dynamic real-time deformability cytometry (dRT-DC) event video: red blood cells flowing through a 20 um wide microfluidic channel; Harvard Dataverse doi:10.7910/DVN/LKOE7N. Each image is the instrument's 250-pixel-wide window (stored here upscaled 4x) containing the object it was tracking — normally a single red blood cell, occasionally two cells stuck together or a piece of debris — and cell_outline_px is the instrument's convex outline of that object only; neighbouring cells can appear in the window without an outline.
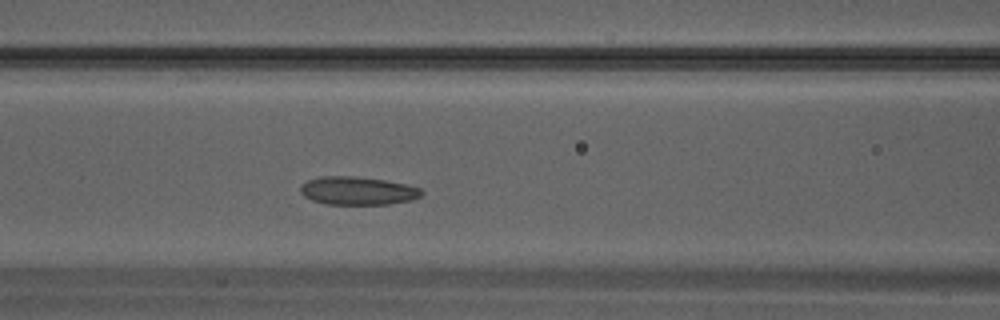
{"species": "Egyptian fruit bat (a non-hibernating species)", "species_latin": "Rousettus aegyptiacus", "temperature_condition": "warm", "stored_images_in_passage": 24, "camera_frame_rate_fps": 3000, "um_per_image_px": 0.085, "animal": {"sex": "male"}, "frame": {"image": 1, "passage_image": 4, "time_ms": 1.0, "image_size_px": [1000, 320], "cell_outline_px": [[424, 192], [420, 196], [412, 200], [388, 204], [328, 204], [312, 200], [304, 196], [300, 192], [300, 188], [308, 180], [320, 176], [352, 176], [384, 180], [408, 184], [420, 188]], "centroid_in_image_um": [30.43, 16.21], "position_along_channel_um": 136.2, "area_um2": 19.83}}
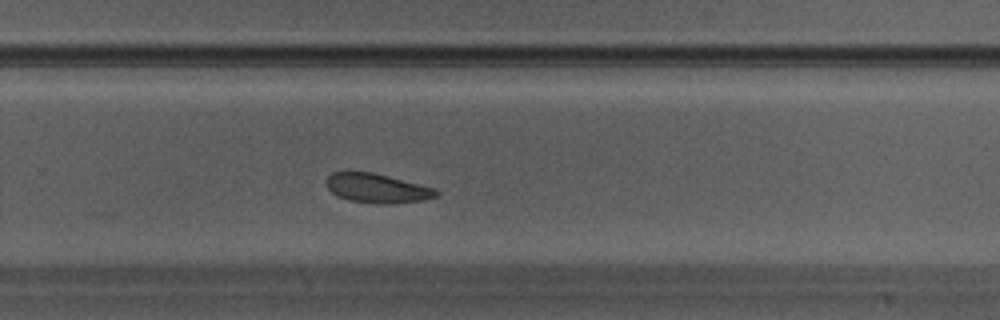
{"frame": {"image": 2, "passage_image": 12, "time_ms": 3.667, "image_size_px": [1000, 320], "cell_outline_px": [[440, 192], [436, 196], [424, 200], [392, 204], [376, 204], [348, 200], [336, 196], [328, 188], [324, 180], [332, 172], [372, 172], [436, 188]], "centroid_in_image_um": [32.04, 16.01], "position_along_channel_um": 297.8, "area_um2": 18.9}}
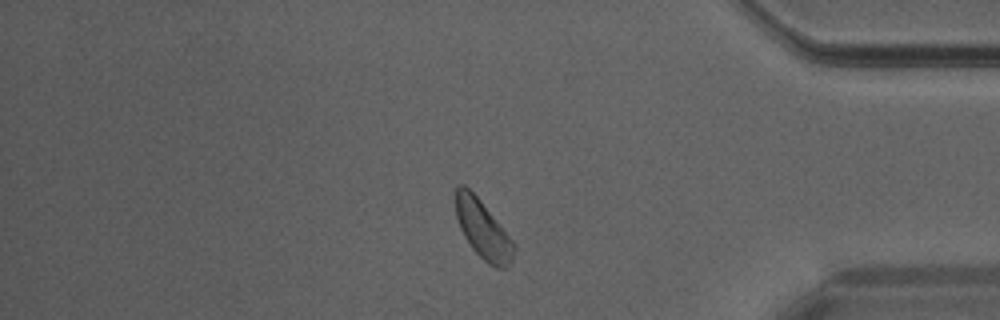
{"frame": {"image": 3, "passage_image": 18, "time_ms": 5.667, "image_size_px": [1000, 320], "cell_outline_px": [[516, 248], [512, 260], [504, 268], [496, 268], [488, 264], [472, 248], [464, 236], [460, 228], [456, 216], [456, 188], [460, 184], [464, 184], [480, 200], [516, 244]], "centroid_in_image_um": [41.06, 19.53], "position_along_channel_um": 394.1, "area_um2": 19.54}}